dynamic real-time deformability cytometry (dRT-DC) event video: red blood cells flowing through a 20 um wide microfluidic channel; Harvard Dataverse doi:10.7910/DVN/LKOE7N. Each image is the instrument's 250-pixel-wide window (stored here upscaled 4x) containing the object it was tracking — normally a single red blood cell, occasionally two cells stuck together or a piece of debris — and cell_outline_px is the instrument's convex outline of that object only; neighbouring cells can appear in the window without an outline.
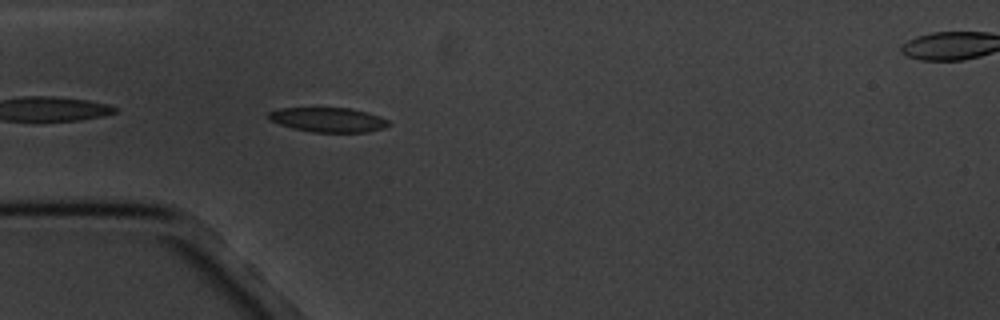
{"species": "common noctule bat (a hibernating species)", "species_latin": "Nyctalus noctula", "temperature_condition": "cold", "stored_images_in_passage": 5, "camera_frame_rate_fps": 3000, "um_per_image_px": 0.085, "animal": {"sex": "male", "body_mass_g": 20.1, "forearm_length_mm": 53.5}, "frame": {"image": 1, "passage_image": 4, "time_ms": 3.333, "image_size_px": [1000, 320], "cell_outline_px": [[392, 124], [384, 128], [368, 132], [312, 132], [292, 128], [268, 120], [264, 116], [268, 112], [280, 108], [348, 108], [368, 112], [380, 116], [388, 120]], "centroid_in_image_um": [27.88, 10.18], "position_along_channel_um": 57.1, "area_um2": 17.4}}